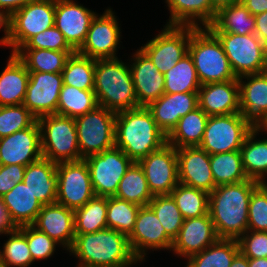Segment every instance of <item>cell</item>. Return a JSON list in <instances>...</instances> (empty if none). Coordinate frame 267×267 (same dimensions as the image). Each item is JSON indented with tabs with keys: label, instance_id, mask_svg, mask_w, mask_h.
I'll return each mask as SVG.
<instances>
[{
	"label": "cell",
	"instance_id": "7bdbcfd3",
	"mask_svg": "<svg viewBox=\"0 0 267 267\" xmlns=\"http://www.w3.org/2000/svg\"><path fill=\"white\" fill-rule=\"evenodd\" d=\"M140 207L115 196L107 197V227L128 236L134 228Z\"/></svg>",
	"mask_w": 267,
	"mask_h": 267
},
{
	"label": "cell",
	"instance_id": "9f6ffc18",
	"mask_svg": "<svg viewBox=\"0 0 267 267\" xmlns=\"http://www.w3.org/2000/svg\"><path fill=\"white\" fill-rule=\"evenodd\" d=\"M0 30L4 32V36L0 38V45L8 47L10 37V16L2 9H0Z\"/></svg>",
	"mask_w": 267,
	"mask_h": 267
},
{
	"label": "cell",
	"instance_id": "11a10c76",
	"mask_svg": "<svg viewBox=\"0 0 267 267\" xmlns=\"http://www.w3.org/2000/svg\"><path fill=\"white\" fill-rule=\"evenodd\" d=\"M33 0H0V9L11 16L15 11L24 7Z\"/></svg>",
	"mask_w": 267,
	"mask_h": 267
},
{
	"label": "cell",
	"instance_id": "ba28073f",
	"mask_svg": "<svg viewBox=\"0 0 267 267\" xmlns=\"http://www.w3.org/2000/svg\"><path fill=\"white\" fill-rule=\"evenodd\" d=\"M74 119L79 151L83 159L115 146L116 113L98 105Z\"/></svg>",
	"mask_w": 267,
	"mask_h": 267
},
{
	"label": "cell",
	"instance_id": "8d00e7d4",
	"mask_svg": "<svg viewBox=\"0 0 267 267\" xmlns=\"http://www.w3.org/2000/svg\"><path fill=\"white\" fill-rule=\"evenodd\" d=\"M210 166L216 186L248 180L239 150L210 155Z\"/></svg>",
	"mask_w": 267,
	"mask_h": 267
},
{
	"label": "cell",
	"instance_id": "ee69618b",
	"mask_svg": "<svg viewBox=\"0 0 267 267\" xmlns=\"http://www.w3.org/2000/svg\"><path fill=\"white\" fill-rule=\"evenodd\" d=\"M9 236L0 249V267H29L33 259L26 237L17 229L7 232Z\"/></svg>",
	"mask_w": 267,
	"mask_h": 267
},
{
	"label": "cell",
	"instance_id": "e0dca14e",
	"mask_svg": "<svg viewBox=\"0 0 267 267\" xmlns=\"http://www.w3.org/2000/svg\"><path fill=\"white\" fill-rule=\"evenodd\" d=\"M62 86V73L29 72L23 105L36 119L57 114Z\"/></svg>",
	"mask_w": 267,
	"mask_h": 267
},
{
	"label": "cell",
	"instance_id": "d6a6232c",
	"mask_svg": "<svg viewBox=\"0 0 267 267\" xmlns=\"http://www.w3.org/2000/svg\"><path fill=\"white\" fill-rule=\"evenodd\" d=\"M211 32H227L238 35L255 33V17L240 2L221 7L211 25Z\"/></svg>",
	"mask_w": 267,
	"mask_h": 267
},
{
	"label": "cell",
	"instance_id": "3957f363",
	"mask_svg": "<svg viewBox=\"0 0 267 267\" xmlns=\"http://www.w3.org/2000/svg\"><path fill=\"white\" fill-rule=\"evenodd\" d=\"M167 144V135L158 127L150 110L139 106L116 113L115 147L138 162Z\"/></svg>",
	"mask_w": 267,
	"mask_h": 267
},
{
	"label": "cell",
	"instance_id": "ffe728a7",
	"mask_svg": "<svg viewBox=\"0 0 267 267\" xmlns=\"http://www.w3.org/2000/svg\"><path fill=\"white\" fill-rule=\"evenodd\" d=\"M179 183L210 193L216 188L210 155L199 146L176 149Z\"/></svg>",
	"mask_w": 267,
	"mask_h": 267
},
{
	"label": "cell",
	"instance_id": "74e56055",
	"mask_svg": "<svg viewBox=\"0 0 267 267\" xmlns=\"http://www.w3.org/2000/svg\"><path fill=\"white\" fill-rule=\"evenodd\" d=\"M107 197L94 196L83 207L74 210L75 234L100 231L107 227Z\"/></svg>",
	"mask_w": 267,
	"mask_h": 267
},
{
	"label": "cell",
	"instance_id": "91938a15",
	"mask_svg": "<svg viewBox=\"0 0 267 267\" xmlns=\"http://www.w3.org/2000/svg\"><path fill=\"white\" fill-rule=\"evenodd\" d=\"M212 6L218 11L221 7L232 5L233 3L240 2L241 0H210Z\"/></svg>",
	"mask_w": 267,
	"mask_h": 267
},
{
	"label": "cell",
	"instance_id": "f546056e",
	"mask_svg": "<svg viewBox=\"0 0 267 267\" xmlns=\"http://www.w3.org/2000/svg\"><path fill=\"white\" fill-rule=\"evenodd\" d=\"M0 73V106L22 105L29 80V71L15 54H10Z\"/></svg>",
	"mask_w": 267,
	"mask_h": 267
},
{
	"label": "cell",
	"instance_id": "f1b7e54d",
	"mask_svg": "<svg viewBox=\"0 0 267 267\" xmlns=\"http://www.w3.org/2000/svg\"><path fill=\"white\" fill-rule=\"evenodd\" d=\"M1 198L15 228L32 225L43 206L24 182L17 183Z\"/></svg>",
	"mask_w": 267,
	"mask_h": 267
},
{
	"label": "cell",
	"instance_id": "ac0fdd59",
	"mask_svg": "<svg viewBox=\"0 0 267 267\" xmlns=\"http://www.w3.org/2000/svg\"><path fill=\"white\" fill-rule=\"evenodd\" d=\"M42 158L37 120L28 128L0 138V165L27 166Z\"/></svg>",
	"mask_w": 267,
	"mask_h": 267
},
{
	"label": "cell",
	"instance_id": "6da1fadb",
	"mask_svg": "<svg viewBox=\"0 0 267 267\" xmlns=\"http://www.w3.org/2000/svg\"><path fill=\"white\" fill-rule=\"evenodd\" d=\"M259 184L248 179L216 186L209 193L208 213L219 239L238 240L247 231L250 196Z\"/></svg>",
	"mask_w": 267,
	"mask_h": 267
},
{
	"label": "cell",
	"instance_id": "ab89813d",
	"mask_svg": "<svg viewBox=\"0 0 267 267\" xmlns=\"http://www.w3.org/2000/svg\"><path fill=\"white\" fill-rule=\"evenodd\" d=\"M164 78L165 93L198 92L201 87L193 59L189 53L167 71Z\"/></svg>",
	"mask_w": 267,
	"mask_h": 267
},
{
	"label": "cell",
	"instance_id": "7c38bea8",
	"mask_svg": "<svg viewBox=\"0 0 267 267\" xmlns=\"http://www.w3.org/2000/svg\"><path fill=\"white\" fill-rule=\"evenodd\" d=\"M190 26L166 25L140 49L153 62L160 73L171 70L188 54Z\"/></svg>",
	"mask_w": 267,
	"mask_h": 267
},
{
	"label": "cell",
	"instance_id": "d590c367",
	"mask_svg": "<svg viewBox=\"0 0 267 267\" xmlns=\"http://www.w3.org/2000/svg\"><path fill=\"white\" fill-rule=\"evenodd\" d=\"M115 197L140 206H148L154 197L148 187L143 168L138 162H134L122 177Z\"/></svg>",
	"mask_w": 267,
	"mask_h": 267
},
{
	"label": "cell",
	"instance_id": "52a82bcc",
	"mask_svg": "<svg viewBox=\"0 0 267 267\" xmlns=\"http://www.w3.org/2000/svg\"><path fill=\"white\" fill-rule=\"evenodd\" d=\"M212 33L220 41L237 78L267 71V47L255 34Z\"/></svg>",
	"mask_w": 267,
	"mask_h": 267
},
{
	"label": "cell",
	"instance_id": "60d3db41",
	"mask_svg": "<svg viewBox=\"0 0 267 267\" xmlns=\"http://www.w3.org/2000/svg\"><path fill=\"white\" fill-rule=\"evenodd\" d=\"M98 106L93 90L63 85L59 95L57 114L76 118Z\"/></svg>",
	"mask_w": 267,
	"mask_h": 267
},
{
	"label": "cell",
	"instance_id": "5b68a950",
	"mask_svg": "<svg viewBox=\"0 0 267 267\" xmlns=\"http://www.w3.org/2000/svg\"><path fill=\"white\" fill-rule=\"evenodd\" d=\"M188 53L201 85L238 79L220 41L207 27L190 26Z\"/></svg>",
	"mask_w": 267,
	"mask_h": 267
},
{
	"label": "cell",
	"instance_id": "f35d334b",
	"mask_svg": "<svg viewBox=\"0 0 267 267\" xmlns=\"http://www.w3.org/2000/svg\"><path fill=\"white\" fill-rule=\"evenodd\" d=\"M96 59L79 54L77 51L68 58L62 70L63 85L82 90H94Z\"/></svg>",
	"mask_w": 267,
	"mask_h": 267
},
{
	"label": "cell",
	"instance_id": "5bb4252c",
	"mask_svg": "<svg viewBox=\"0 0 267 267\" xmlns=\"http://www.w3.org/2000/svg\"><path fill=\"white\" fill-rule=\"evenodd\" d=\"M112 8L93 18L84 44L77 51L93 59L117 58L121 40V29Z\"/></svg>",
	"mask_w": 267,
	"mask_h": 267
},
{
	"label": "cell",
	"instance_id": "bcb514c9",
	"mask_svg": "<svg viewBox=\"0 0 267 267\" xmlns=\"http://www.w3.org/2000/svg\"><path fill=\"white\" fill-rule=\"evenodd\" d=\"M36 120L23 104L0 106V138L28 128Z\"/></svg>",
	"mask_w": 267,
	"mask_h": 267
},
{
	"label": "cell",
	"instance_id": "9a60e30c",
	"mask_svg": "<svg viewBox=\"0 0 267 267\" xmlns=\"http://www.w3.org/2000/svg\"><path fill=\"white\" fill-rule=\"evenodd\" d=\"M128 242L139 263L146 260L148 250H170L173 241L167 236L154 211L149 206H141ZM148 249V250H147Z\"/></svg>",
	"mask_w": 267,
	"mask_h": 267
},
{
	"label": "cell",
	"instance_id": "4dcf8cb0",
	"mask_svg": "<svg viewBox=\"0 0 267 267\" xmlns=\"http://www.w3.org/2000/svg\"><path fill=\"white\" fill-rule=\"evenodd\" d=\"M259 132L263 130L254 127L246 136L239 151L247 177L267 184V138L257 139Z\"/></svg>",
	"mask_w": 267,
	"mask_h": 267
},
{
	"label": "cell",
	"instance_id": "30bf717a",
	"mask_svg": "<svg viewBox=\"0 0 267 267\" xmlns=\"http://www.w3.org/2000/svg\"><path fill=\"white\" fill-rule=\"evenodd\" d=\"M55 0H33L10 16L8 47L14 54L31 37L54 26Z\"/></svg>",
	"mask_w": 267,
	"mask_h": 267
},
{
	"label": "cell",
	"instance_id": "f5cc1de1",
	"mask_svg": "<svg viewBox=\"0 0 267 267\" xmlns=\"http://www.w3.org/2000/svg\"><path fill=\"white\" fill-rule=\"evenodd\" d=\"M255 17V35L267 47V11L258 14Z\"/></svg>",
	"mask_w": 267,
	"mask_h": 267
},
{
	"label": "cell",
	"instance_id": "7a4b0ae2",
	"mask_svg": "<svg viewBox=\"0 0 267 267\" xmlns=\"http://www.w3.org/2000/svg\"><path fill=\"white\" fill-rule=\"evenodd\" d=\"M68 252L78 259L76 267H133L139 262L131 251L128 236L110 228L75 234Z\"/></svg>",
	"mask_w": 267,
	"mask_h": 267
},
{
	"label": "cell",
	"instance_id": "2e32d148",
	"mask_svg": "<svg viewBox=\"0 0 267 267\" xmlns=\"http://www.w3.org/2000/svg\"><path fill=\"white\" fill-rule=\"evenodd\" d=\"M138 163L143 168L153 196L170 195L179 183L176 148L168 143L140 159Z\"/></svg>",
	"mask_w": 267,
	"mask_h": 267
},
{
	"label": "cell",
	"instance_id": "4316f807",
	"mask_svg": "<svg viewBox=\"0 0 267 267\" xmlns=\"http://www.w3.org/2000/svg\"><path fill=\"white\" fill-rule=\"evenodd\" d=\"M23 182L42 205L56 203L58 192L57 163L48 159L28 164Z\"/></svg>",
	"mask_w": 267,
	"mask_h": 267
},
{
	"label": "cell",
	"instance_id": "6f0895ef",
	"mask_svg": "<svg viewBox=\"0 0 267 267\" xmlns=\"http://www.w3.org/2000/svg\"><path fill=\"white\" fill-rule=\"evenodd\" d=\"M241 3L254 16L267 11V0H241Z\"/></svg>",
	"mask_w": 267,
	"mask_h": 267
},
{
	"label": "cell",
	"instance_id": "b9f144b4",
	"mask_svg": "<svg viewBox=\"0 0 267 267\" xmlns=\"http://www.w3.org/2000/svg\"><path fill=\"white\" fill-rule=\"evenodd\" d=\"M170 195L184 220L208 214V192L178 183Z\"/></svg>",
	"mask_w": 267,
	"mask_h": 267
},
{
	"label": "cell",
	"instance_id": "1f68e13d",
	"mask_svg": "<svg viewBox=\"0 0 267 267\" xmlns=\"http://www.w3.org/2000/svg\"><path fill=\"white\" fill-rule=\"evenodd\" d=\"M208 118L209 116L200 107L187 113L167 135V143L176 149L199 146Z\"/></svg>",
	"mask_w": 267,
	"mask_h": 267
},
{
	"label": "cell",
	"instance_id": "94428289",
	"mask_svg": "<svg viewBox=\"0 0 267 267\" xmlns=\"http://www.w3.org/2000/svg\"><path fill=\"white\" fill-rule=\"evenodd\" d=\"M249 267H267V258H249Z\"/></svg>",
	"mask_w": 267,
	"mask_h": 267
},
{
	"label": "cell",
	"instance_id": "83f0119b",
	"mask_svg": "<svg viewBox=\"0 0 267 267\" xmlns=\"http://www.w3.org/2000/svg\"><path fill=\"white\" fill-rule=\"evenodd\" d=\"M165 3L170 12L166 25L208 27L217 14L210 0H165Z\"/></svg>",
	"mask_w": 267,
	"mask_h": 267
},
{
	"label": "cell",
	"instance_id": "8992f818",
	"mask_svg": "<svg viewBox=\"0 0 267 267\" xmlns=\"http://www.w3.org/2000/svg\"><path fill=\"white\" fill-rule=\"evenodd\" d=\"M37 122L43 158L55 163L83 160L74 118L51 114L40 117Z\"/></svg>",
	"mask_w": 267,
	"mask_h": 267
},
{
	"label": "cell",
	"instance_id": "603a6c76",
	"mask_svg": "<svg viewBox=\"0 0 267 267\" xmlns=\"http://www.w3.org/2000/svg\"><path fill=\"white\" fill-rule=\"evenodd\" d=\"M32 226L47 234L67 252L72 248L75 240L73 209L57 202L43 205Z\"/></svg>",
	"mask_w": 267,
	"mask_h": 267
},
{
	"label": "cell",
	"instance_id": "6125c7cd",
	"mask_svg": "<svg viewBox=\"0 0 267 267\" xmlns=\"http://www.w3.org/2000/svg\"><path fill=\"white\" fill-rule=\"evenodd\" d=\"M260 128L267 133V119L263 122V124L260 126Z\"/></svg>",
	"mask_w": 267,
	"mask_h": 267
},
{
	"label": "cell",
	"instance_id": "f6af8a7d",
	"mask_svg": "<svg viewBox=\"0 0 267 267\" xmlns=\"http://www.w3.org/2000/svg\"><path fill=\"white\" fill-rule=\"evenodd\" d=\"M148 206L154 211L167 236L173 241L181 229L184 218L171 195H156Z\"/></svg>",
	"mask_w": 267,
	"mask_h": 267
},
{
	"label": "cell",
	"instance_id": "db71d44e",
	"mask_svg": "<svg viewBox=\"0 0 267 267\" xmlns=\"http://www.w3.org/2000/svg\"><path fill=\"white\" fill-rule=\"evenodd\" d=\"M14 229L15 227L11 223L3 200L0 198V235L2 234L4 236L7 232H10Z\"/></svg>",
	"mask_w": 267,
	"mask_h": 267
},
{
	"label": "cell",
	"instance_id": "836d02e7",
	"mask_svg": "<svg viewBox=\"0 0 267 267\" xmlns=\"http://www.w3.org/2000/svg\"><path fill=\"white\" fill-rule=\"evenodd\" d=\"M76 51L18 49L14 54L29 72L62 73L68 58Z\"/></svg>",
	"mask_w": 267,
	"mask_h": 267
},
{
	"label": "cell",
	"instance_id": "4fadbf2b",
	"mask_svg": "<svg viewBox=\"0 0 267 267\" xmlns=\"http://www.w3.org/2000/svg\"><path fill=\"white\" fill-rule=\"evenodd\" d=\"M56 202L70 209L83 207L95 196L85 160L57 163Z\"/></svg>",
	"mask_w": 267,
	"mask_h": 267
},
{
	"label": "cell",
	"instance_id": "f907efd6",
	"mask_svg": "<svg viewBox=\"0 0 267 267\" xmlns=\"http://www.w3.org/2000/svg\"><path fill=\"white\" fill-rule=\"evenodd\" d=\"M237 241L247 258H267V231L247 230Z\"/></svg>",
	"mask_w": 267,
	"mask_h": 267
},
{
	"label": "cell",
	"instance_id": "7dc6e473",
	"mask_svg": "<svg viewBox=\"0 0 267 267\" xmlns=\"http://www.w3.org/2000/svg\"><path fill=\"white\" fill-rule=\"evenodd\" d=\"M27 239V244L32 255L33 262L36 260H47L53 256L56 246H60L47 234L37 230L32 225L17 228Z\"/></svg>",
	"mask_w": 267,
	"mask_h": 267
},
{
	"label": "cell",
	"instance_id": "cb8c5ba5",
	"mask_svg": "<svg viewBox=\"0 0 267 267\" xmlns=\"http://www.w3.org/2000/svg\"><path fill=\"white\" fill-rule=\"evenodd\" d=\"M238 82L240 113L254 127H260L267 119V71L241 76Z\"/></svg>",
	"mask_w": 267,
	"mask_h": 267
},
{
	"label": "cell",
	"instance_id": "9c48e42d",
	"mask_svg": "<svg viewBox=\"0 0 267 267\" xmlns=\"http://www.w3.org/2000/svg\"><path fill=\"white\" fill-rule=\"evenodd\" d=\"M253 128L240 112L209 116L199 147L209 155L240 150Z\"/></svg>",
	"mask_w": 267,
	"mask_h": 267
},
{
	"label": "cell",
	"instance_id": "484cf974",
	"mask_svg": "<svg viewBox=\"0 0 267 267\" xmlns=\"http://www.w3.org/2000/svg\"><path fill=\"white\" fill-rule=\"evenodd\" d=\"M197 107L198 92L164 93L147 106L156 124L166 135L173 130L181 117Z\"/></svg>",
	"mask_w": 267,
	"mask_h": 267
},
{
	"label": "cell",
	"instance_id": "277c9868",
	"mask_svg": "<svg viewBox=\"0 0 267 267\" xmlns=\"http://www.w3.org/2000/svg\"><path fill=\"white\" fill-rule=\"evenodd\" d=\"M93 91L98 105L114 113L139 107L129 64L121 58L96 59Z\"/></svg>",
	"mask_w": 267,
	"mask_h": 267
},
{
	"label": "cell",
	"instance_id": "c3c4849f",
	"mask_svg": "<svg viewBox=\"0 0 267 267\" xmlns=\"http://www.w3.org/2000/svg\"><path fill=\"white\" fill-rule=\"evenodd\" d=\"M247 230L267 231V184L260 183L250 196Z\"/></svg>",
	"mask_w": 267,
	"mask_h": 267
},
{
	"label": "cell",
	"instance_id": "681fc988",
	"mask_svg": "<svg viewBox=\"0 0 267 267\" xmlns=\"http://www.w3.org/2000/svg\"><path fill=\"white\" fill-rule=\"evenodd\" d=\"M19 49H47L54 51H75L66 41L63 33L54 25L53 27L31 37Z\"/></svg>",
	"mask_w": 267,
	"mask_h": 267
},
{
	"label": "cell",
	"instance_id": "7402d4cb",
	"mask_svg": "<svg viewBox=\"0 0 267 267\" xmlns=\"http://www.w3.org/2000/svg\"><path fill=\"white\" fill-rule=\"evenodd\" d=\"M131 57L133 63H127L132 74L137 104L147 107L165 93V78L140 48Z\"/></svg>",
	"mask_w": 267,
	"mask_h": 267
},
{
	"label": "cell",
	"instance_id": "d6986e66",
	"mask_svg": "<svg viewBox=\"0 0 267 267\" xmlns=\"http://www.w3.org/2000/svg\"><path fill=\"white\" fill-rule=\"evenodd\" d=\"M96 14L74 0H55L54 25L63 33L68 44L78 51Z\"/></svg>",
	"mask_w": 267,
	"mask_h": 267
},
{
	"label": "cell",
	"instance_id": "44dd1931",
	"mask_svg": "<svg viewBox=\"0 0 267 267\" xmlns=\"http://www.w3.org/2000/svg\"><path fill=\"white\" fill-rule=\"evenodd\" d=\"M209 213L183 221L177 237L173 240L171 251L178 257H188L202 252L218 240Z\"/></svg>",
	"mask_w": 267,
	"mask_h": 267
},
{
	"label": "cell",
	"instance_id": "8fae6325",
	"mask_svg": "<svg viewBox=\"0 0 267 267\" xmlns=\"http://www.w3.org/2000/svg\"><path fill=\"white\" fill-rule=\"evenodd\" d=\"M95 196H115L119 182L134 163L121 149L113 147L84 158Z\"/></svg>",
	"mask_w": 267,
	"mask_h": 267
},
{
	"label": "cell",
	"instance_id": "680465c9",
	"mask_svg": "<svg viewBox=\"0 0 267 267\" xmlns=\"http://www.w3.org/2000/svg\"><path fill=\"white\" fill-rule=\"evenodd\" d=\"M230 267H249V258L239 252L232 260Z\"/></svg>",
	"mask_w": 267,
	"mask_h": 267
},
{
	"label": "cell",
	"instance_id": "e575fe53",
	"mask_svg": "<svg viewBox=\"0 0 267 267\" xmlns=\"http://www.w3.org/2000/svg\"><path fill=\"white\" fill-rule=\"evenodd\" d=\"M239 252L236 239H218L202 252L188 257L185 267H230Z\"/></svg>",
	"mask_w": 267,
	"mask_h": 267
},
{
	"label": "cell",
	"instance_id": "816d5d0a",
	"mask_svg": "<svg viewBox=\"0 0 267 267\" xmlns=\"http://www.w3.org/2000/svg\"><path fill=\"white\" fill-rule=\"evenodd\" d=\"M26 166L17 164L0 165V198L13 189L17 183L23 182Z\"/></svg>",
	"mask_w": 267,
	"mask_h": 267
},
{
	"label": "cell",
	"instance_id": "d4e9b609",
	"mask_svg": "<svg viewBox=\"0 0 267 267\" xmlns=\"http://www.w3.org/2000/svg\"><path fill=\"white\" fill-rule=\"evenodd\" d=\"M198 103L208 116L239 113L238 79L201 85L198 90Z\"/></svg>",
	"mask_w": 267,
	"mask_h": 267
}]
</instances>
